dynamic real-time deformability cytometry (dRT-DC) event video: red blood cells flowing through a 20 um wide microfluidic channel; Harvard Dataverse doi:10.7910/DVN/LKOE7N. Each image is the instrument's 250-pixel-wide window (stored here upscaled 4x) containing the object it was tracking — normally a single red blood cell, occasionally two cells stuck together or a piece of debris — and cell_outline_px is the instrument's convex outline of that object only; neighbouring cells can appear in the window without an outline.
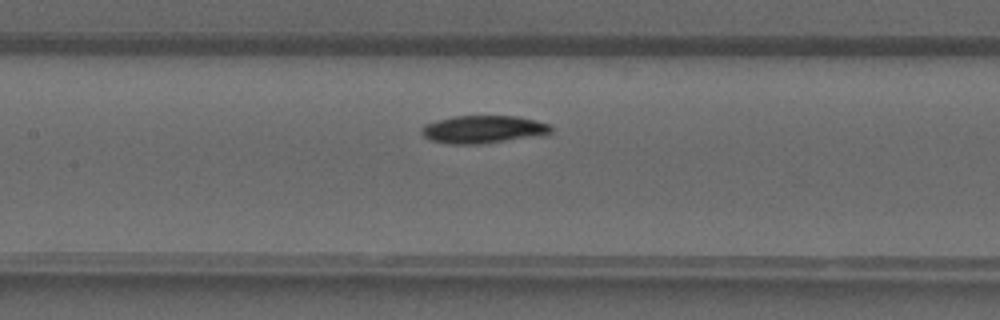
{"species": "common noctule bat (a hibernating species)", "species_latin": "Nyctalus noctula", "temperature_condition": "warm", "stored_images_in_passage": 37, "camera_frame_rate_fps": 3000, "um_per_image_px": 0.085, "animal": {"sex": "male", "forearm_length_mm": 52.5}, "frame": {"image": 1, "passage_image": 15, "time_ms": 4.667, "image_size_px": [1000, 320], "cell_outline_px": [[552, 132], [480, 144], [448, 144], [428, 140], [420, 132], [420, 128], [424, 124], [436, 120], [456, 116], [516, 116], [536, 120], [548, 124], [552, 128]], "centroid_in_image_um": [40.95, 10.99], "position_along_channel_um": 166.4, "area_um2": 20.63}}
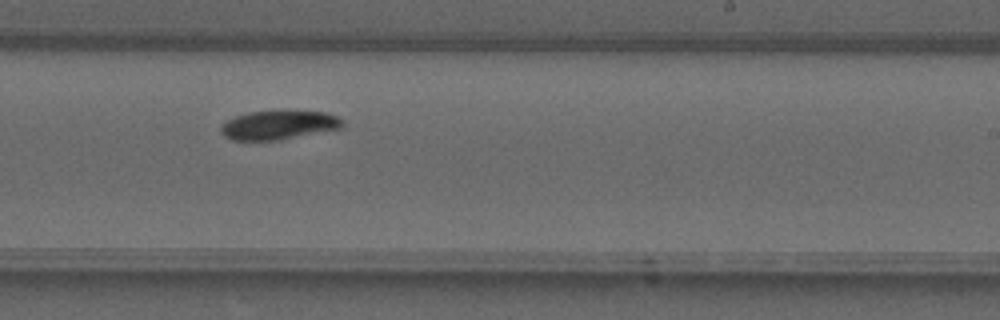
{"frame": {"image": 2, "passage_image": 21, "time_ms": 6.667, "image_size_px": [1000, 320], "cell_outline_px": [[344, 128], [280, 140], [232, 140], [224, 136], [220, 132], [220, 128], [228, 120], [236, 116], [248, 112], [324, 112], [336, 116], [344, 120]], "centroid_in_image_um": [23.72, 10.65], "position_along_channel_um": 265.3, "area_um2": 20.29}}
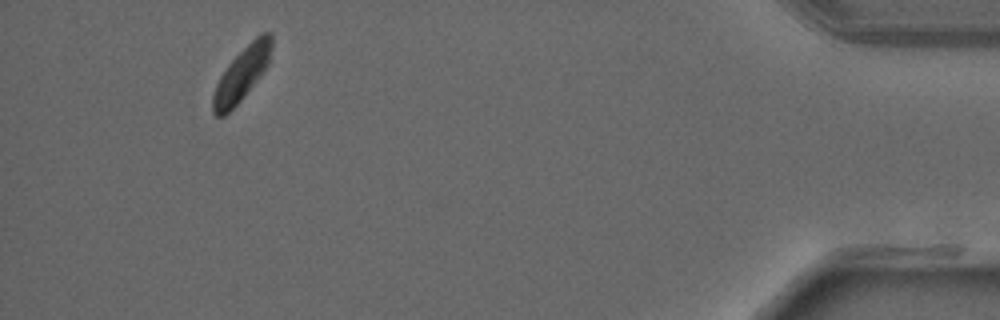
{"frame": {"image": 3, "passage_image": 34, "time_ms": 11.0, "image_size_px": [1000, 320], "cell_outline_px": [[272, 48], [268, 64], [260, 76], [240, 100], [224, 116], [216, 116], [212, 112], [212, 96], [216, 84], [220, 76], [228, 64], [260, 32], [272, 32]], "centroid_in_image_um": [20.55, 6.27], "position_along_channel_um": 414.7, "area_um2": 18.03}}